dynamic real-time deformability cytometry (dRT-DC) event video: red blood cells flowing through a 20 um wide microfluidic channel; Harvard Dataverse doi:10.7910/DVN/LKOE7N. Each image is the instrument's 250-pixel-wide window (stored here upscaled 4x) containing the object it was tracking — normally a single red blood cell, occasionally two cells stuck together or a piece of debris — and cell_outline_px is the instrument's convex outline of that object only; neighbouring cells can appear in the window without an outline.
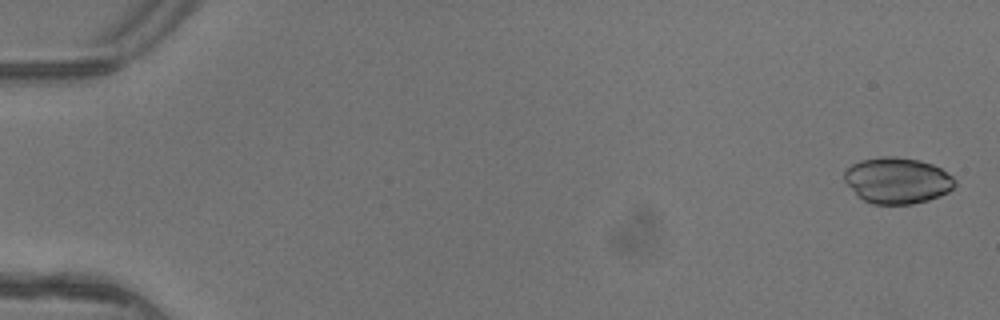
{"species": "common noctule bat (a hibernating species)", "species_latin": "Nyctalus noctula", "temperature_condition": "warm", "stored_images_in_passage": 5, "camera_frame_rate_fps": 3000, "um_per_image_px": 0.085, "animal": {"sex": "female"}, "frame": {"image": 1, "passage_image": 1, "time_ms": 0.0, "image_size_px": [1000, 320], "cell_outline_px": [[956, 184], [948, 192], [940, 196], [928, 200], [912, 204], [872, 204], [864, 200], [844, 180], [844, 172], [852, 164], [860, 160], [884, 156], [896, 156], [920, 160], [932, 164], [940, 168], [952, 176], [956, 180]], "centroid_in_image_um": [76.3, 15.33], "position_along_channel_um": 8.7, "area_um2": 29.59}}
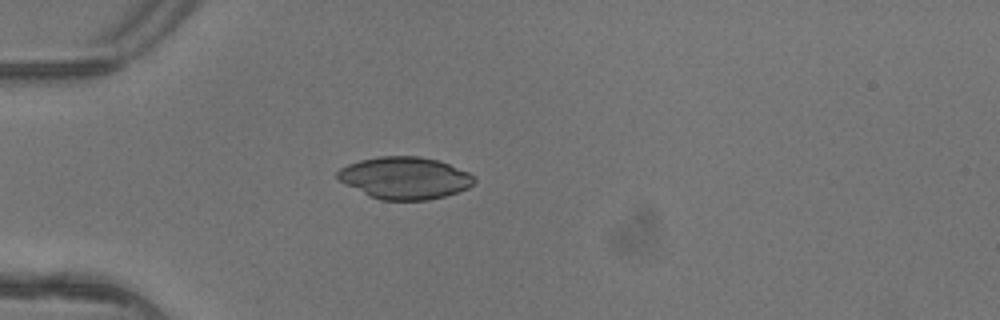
{"frame": {"image": 2, "passage_image": 5, "time_ms": 1.333, "image_size_px": [1000, 320], "cell_outline_px": [[476, 180], [468, 188], [444, 196], [428, 200], [380, 200], [368, 196], [336, 180], [336, 172], [340, 168], [348, 164], [360, 160], [380, 156], [420, 156], [440, 160], [468, 172]], "centroid_in_image_um": [34.36, 15.12], "position_along_channel_um": 50.6, "area_um2": 33.76}}